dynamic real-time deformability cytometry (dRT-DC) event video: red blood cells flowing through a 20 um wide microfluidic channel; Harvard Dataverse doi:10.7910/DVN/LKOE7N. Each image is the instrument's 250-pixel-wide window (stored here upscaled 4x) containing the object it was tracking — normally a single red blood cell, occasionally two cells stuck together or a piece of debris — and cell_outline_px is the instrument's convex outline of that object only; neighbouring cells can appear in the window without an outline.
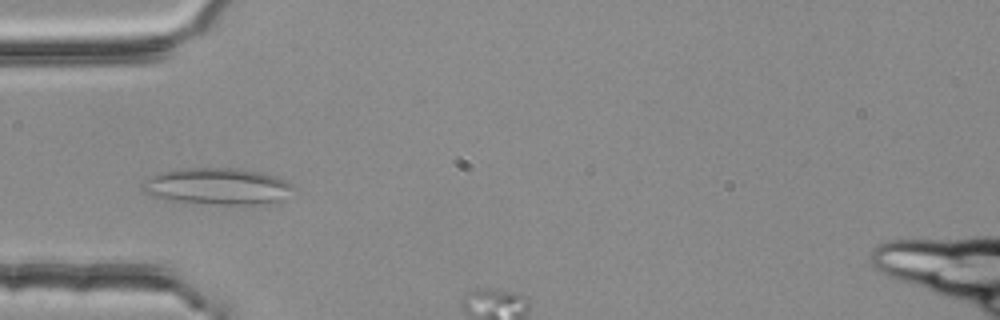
{"species": "common noctule bat (a hibernating species)", "species_latin": "Nyctalus noctula", "temperature_condition": "room temperature", "stored_images_in_passage": 14, "camera_frame_rate_fps": 3000, "um_per_image_px": 0.085, "animal": {"sex": "female", "body_mass_g": 25.1}, "frame": {"image": 1, "passage_image": 12, "time_ms": 3.667, "image_size_px": [1000, 320], "cell_outline_px": [[296, 188], [280, 200], [252, 204], [220, 204], [164, 200], [144, 192], [140, 188], [140, 184], [148, 176], [160, 172], [180, 168], [240, 168], [260, 172], [276, 176], [292, 184]], "centroid_in_image_um": [18.41, 15.82], "position_along_channel_um": 66.6, "area_um2": 32.25}}